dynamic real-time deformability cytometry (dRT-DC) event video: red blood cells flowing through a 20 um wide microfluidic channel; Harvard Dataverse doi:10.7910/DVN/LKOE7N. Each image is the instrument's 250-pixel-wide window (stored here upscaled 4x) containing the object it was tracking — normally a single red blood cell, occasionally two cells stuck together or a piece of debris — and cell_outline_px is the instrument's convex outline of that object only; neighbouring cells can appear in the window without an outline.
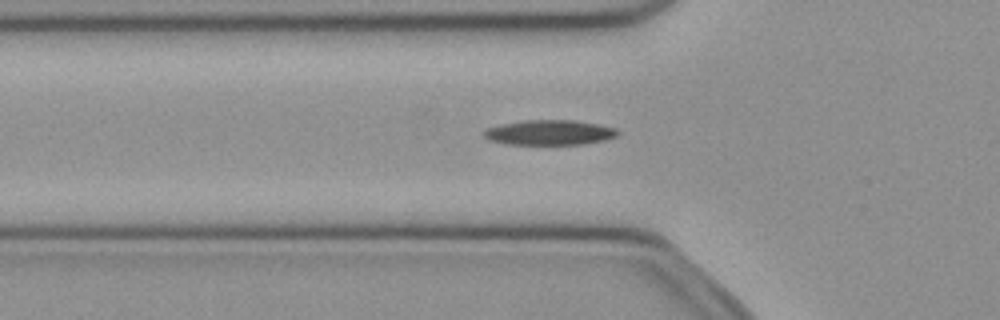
{"species": "common noctule bat (a hibernating species)", "species_latin": "Nyctalus noctula", "temperature_condition": "cold", "stored_images_in_passage": 41, "camera_frame_rate_fps": 3000, "um_per_image_px": 0.085, "animal": {"sex": "female", "body_mass_g": 21.9}, "frame": {"image": 1, "passage_image": 17, "time_ms": 5.333, "image_size_px": [1000, 320], "cell_outline_px": [[620, 132], [616, 136], [604, 140], [584, 144], [508, 144], [488, 140], [484, 136], [484, 132], [488, 128], [500, 124], [520, 120], [576, 120], [600, 124], [616, 128]], "centroid_in_image_um": [46.73, 11.25], "position_along_channel_um": 79.1, "area_um2": 19.59}}
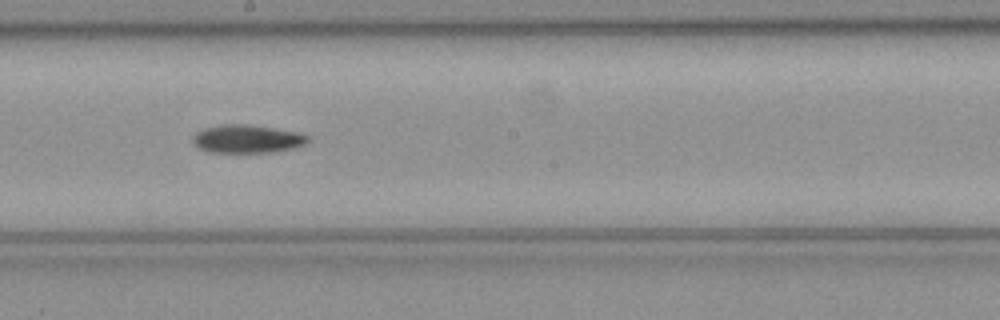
{"frame": {"image": 2, "passage_image": 28, "time_ms": 9.0, "image_size_px": [1000, 320], "cell_outline_px": [[308, 140], [304, 144], [296, 148], [276, 152], [208, 152], [192, 144], [192, 136], [196, 132], [204, 128], [224, 124], [244, 124], [300, 132], [308, 136]], "centroid_in_image_um": [20.99, 11.81], "position_along_channel_um": 227.2, "area_um2": 18.96}}
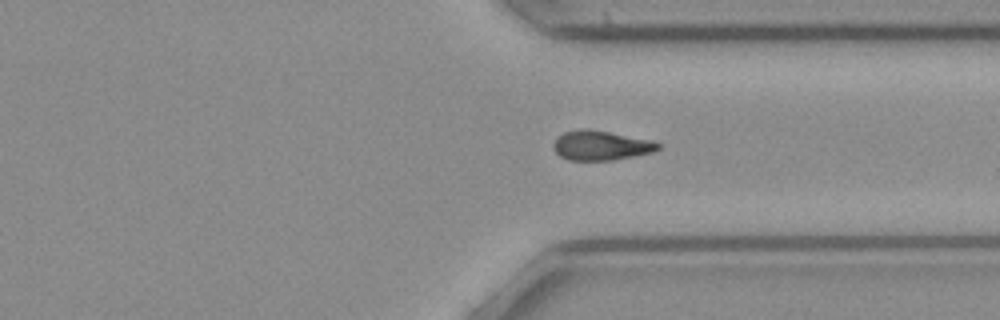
{"frame": {"image": 3, "passage_image": 38, "time_ms": 12.333, "image_size_px": [1000, 320], "cell_outline_px": [[660, 148], [652, 152], [636, 156], [612, 160], [568, 160], [560, 156], [552, 148], [552, 144], [556, 136], [564, 132], [584, 128], [588, 128], [652, 140], [660, 144]], "centroid_in_image_um": [51.04, 12.36], "position_along_channel_um": 360.4, "area_um2": 18.21}, "authors_computed_cell_mechanics": {"area_um2": 18.6116, "velocity_mm_per_s": 3.9989, "shape_relaxation_time_tau1_ms": 11.3967, "shape_relaxation_time_tau2_ms": null, "deformation_change_tau1": 0.213, "deformation_change_tau2": null}}